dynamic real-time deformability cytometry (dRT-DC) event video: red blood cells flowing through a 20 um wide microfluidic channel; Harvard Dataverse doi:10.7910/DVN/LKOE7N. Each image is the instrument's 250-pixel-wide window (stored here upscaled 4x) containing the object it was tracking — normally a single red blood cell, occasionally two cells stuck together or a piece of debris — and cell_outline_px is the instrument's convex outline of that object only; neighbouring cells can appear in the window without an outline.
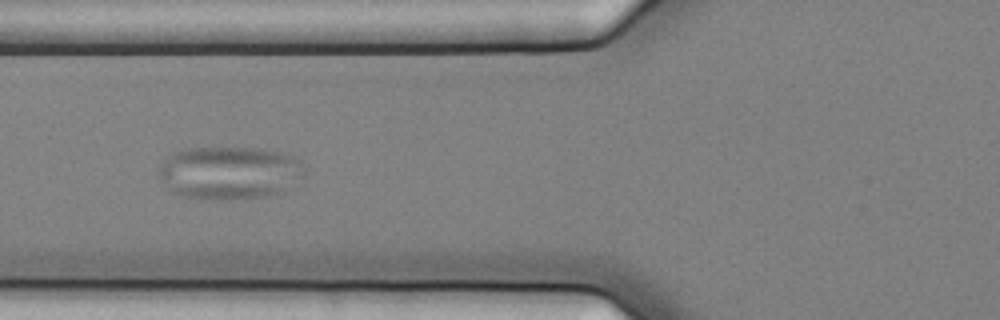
{"species": "common noctule bat (a hibernating species)", "species_latin": "Nyctalus noctula", "temperature_condition": "cold", "stored_images_in_passage": 57, "camera_frame_rate_fps": 3000, "um_per_image_px": 0.085, "animal": {"sex": "female", "body_mass_g": 25.1}, "frame": {"image": 1, "passage_image": 23, "time_ms": 7.333, "image_size_px": [1000, 320], "cell_outline_px": [[304, 176], [284, 192], [264, 196], [228, 200], [180, 196], [172, 192], [160, 180], [156, 172], [160, 164], [168, 156], [176, 152], [188, 148], [264, 148], [296, 156], [304, 164]], "centroid_in_image_um": [19.52, 14.68], "position_along_channel_um": 106.3, "area_um2": 45.55}}
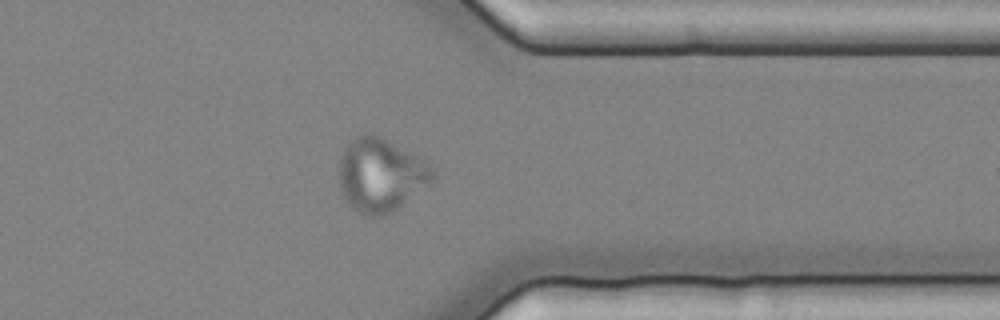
{"frame": {"image": 2, "passage_image": 46, "time_ms": 15.0, "image_size_px": [1000, 320], "cell_outline_px": [[436, 180], [432, 184], [392, 212], [380, 216], [372, 216], [360, 212], [352, 208], [348, 204], [340, 188], [340, 160], [344, 148], [356, 136], [364, 132], [372, 132], [428, 160], [436, 168]], "centroid_in_image_um": [32.45, 14.85], "position_along_channel_um": 379.0, "area_um2": 40.81}}
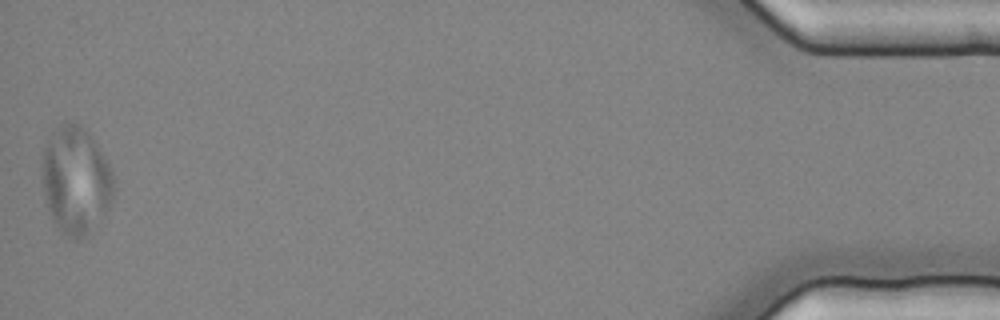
{"frame": {"image": 3, "passage_image": 57, "time_ms": 18.667, "image_size_px": [1000, 320], "cell_outline_px": [[112, 200], [108, 208], [88, 232], [80, 240], [72, 240], [60, 232], [52, 220], [48, 208], [44, 192], [44, 148], [60, 124], [64, 120], [80, 124], [92, 136], [112, 168]], "centroid_in_image_um": [6.46, 15.33], "position_along_channel_um": 428.7, "area_um2": 44.1}}